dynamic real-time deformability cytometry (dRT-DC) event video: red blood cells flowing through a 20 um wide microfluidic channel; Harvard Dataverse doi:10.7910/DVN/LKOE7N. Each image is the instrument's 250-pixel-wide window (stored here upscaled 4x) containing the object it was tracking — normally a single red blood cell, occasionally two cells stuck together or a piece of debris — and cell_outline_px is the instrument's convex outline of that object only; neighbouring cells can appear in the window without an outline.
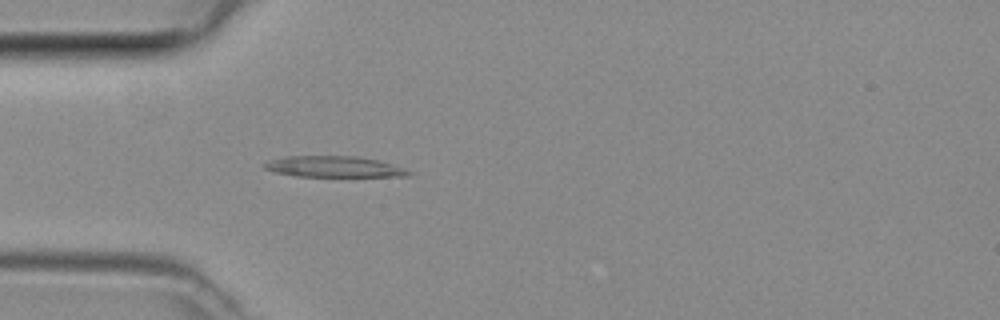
{"species": "common noctule bat (a hibernating species)", "species_latin": "Nyctalus noctula", "temperature_condition": "room temperature", "stored_images_in_passage": 2, "camera_frame_rate_fps": 3000, "um_per_image_px": 0.085, "animal": {"sex": "female", "body_mass_g": 29.2, "forearm_length_mm": 56.3}, "frame": {"image": 1, "passage_image": 2, "time_ms": 0.333, "image_size_px": [1000, 320], "cell_outline_px": [[412, 172], [408, 176], [296, 176], [272, 172], [264, 168], [264, 164], [272, 160], [288, 156], [356, 156], [376, 160], [404, 168]], "centroid_in_image_um": [28.36, 14.17], "position_along_channel_um": 56.6, "area_um2": 17.34}}